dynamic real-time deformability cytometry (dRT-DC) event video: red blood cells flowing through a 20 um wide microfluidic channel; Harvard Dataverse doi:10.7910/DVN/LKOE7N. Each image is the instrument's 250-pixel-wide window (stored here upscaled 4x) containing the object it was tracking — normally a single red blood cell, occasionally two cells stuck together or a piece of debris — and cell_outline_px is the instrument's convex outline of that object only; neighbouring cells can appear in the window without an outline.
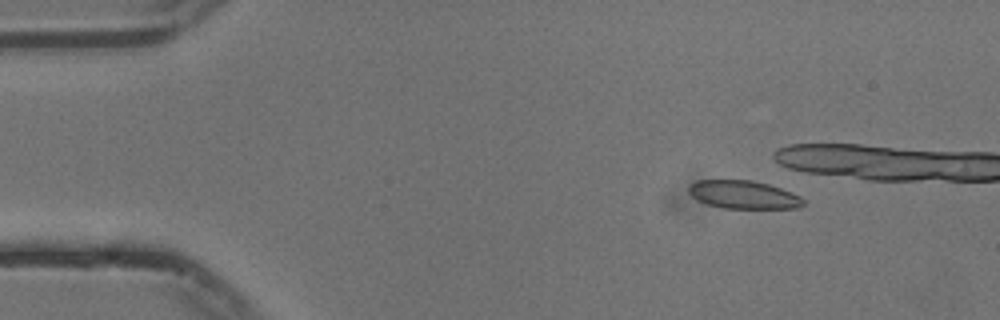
{"species": "common noctule bat (a hibernating species)", "species_latin": "Nyctalus noctula", "temperature_condition": "cold", "stored_images_in_passage": 12, "camera_frame_rate_fps": 3000, "um_per_image_px": 0.085, "animal": {"sex": "male", "body_mass_g": 13.3}, "frame": {"image": 1, "passage_image": 7, "time_ms": 2.0, "image_size_px": [1000, 320], "cell_outline_px": [[804, 204], [800, 208], [724, 208], [708, 204], [696, 200], [688, 192], [688, 184], [696, 180], [752, 180], [768, 184], [780, 188], [800, 196], [804, 200]], "centroid_in_image_um": [63.16, 16.54], "position_along_channel_um": 21.8, "area_um2": 18.84}}